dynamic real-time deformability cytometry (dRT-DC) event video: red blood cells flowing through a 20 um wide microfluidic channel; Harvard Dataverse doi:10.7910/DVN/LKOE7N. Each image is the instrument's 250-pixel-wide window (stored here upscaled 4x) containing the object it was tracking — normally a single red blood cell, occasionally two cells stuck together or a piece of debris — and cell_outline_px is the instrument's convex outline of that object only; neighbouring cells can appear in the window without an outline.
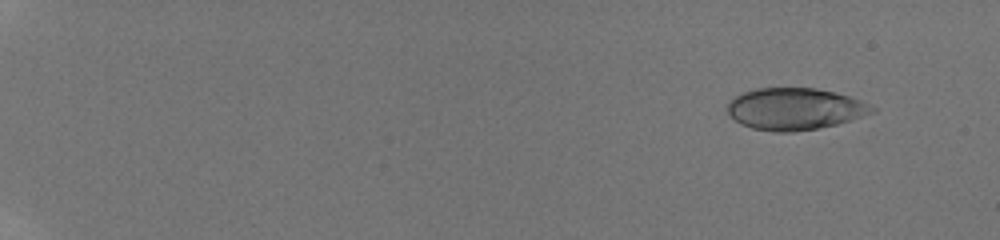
{"species": "human", "species_latin": "Homo sapiens", "temperature_condition": "room temperature", "stored_images_in_passage": 14, "camera_frame_rate_fps": 3000, "um_per_image_px": 0.085, "donor": {"sex": "male"}, "frame": {"image": 1, "passage_image": 2, "time_ms": 1.0, "image_size_px": [1000, 240], "cell_outline_px": [[876, 112], [836, 124], [816, 128], [792, 132], [776, 132], [752, 128], [740, 124], [728, 112], [728, 100], [744, 92], [756, 88], [816, 88], [836, 92], [860, 100], [876, 108]], "centroid_in_image_um": [67.56, 9.25], "position_along_channel_um": 17.4, "area_um2": 35.08}}
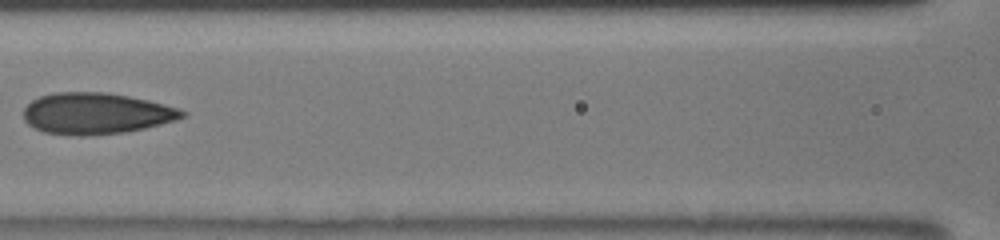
{"frame": {"image": 2, "passage_image": 11, "time_ms": 9.0, "image_size_px": [1000, 240], "cell_outline_px": [[188, 116], [176, 120], [144, 128], [124, 132], [88, 136], [76, 136], [44, 132], [28, 124], [24, 120], [24, 108], [32, 100], [40, 96], [56, 92], [108, 92], [148, 100], [180, 108], [188, 112]], "centroid_in_image_um": [8.2, 9.64], "position_along_channel_um": 158.4, "area_um2": 38.38}}
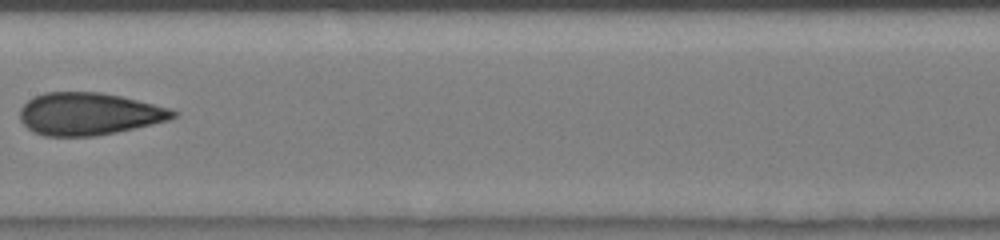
{"frame": {"image": 3, "passage_image": 12, "time_ms": 10.0, "image_size_px": [1000, 240], "cell_outline_px": [[180, 116], [168, 120], [152, 124], [116, 132], [96, 136], [44, 136], [32, 132], [20, 120], [20, 108], [28, 100], [44, 92], [100, 92], [120, 96], [168, 108], [180, 112]], "centroid_in_image_um": [7.55, 9.69], "position_along_channel_um": 199.8, "area_um2": 37.8}}